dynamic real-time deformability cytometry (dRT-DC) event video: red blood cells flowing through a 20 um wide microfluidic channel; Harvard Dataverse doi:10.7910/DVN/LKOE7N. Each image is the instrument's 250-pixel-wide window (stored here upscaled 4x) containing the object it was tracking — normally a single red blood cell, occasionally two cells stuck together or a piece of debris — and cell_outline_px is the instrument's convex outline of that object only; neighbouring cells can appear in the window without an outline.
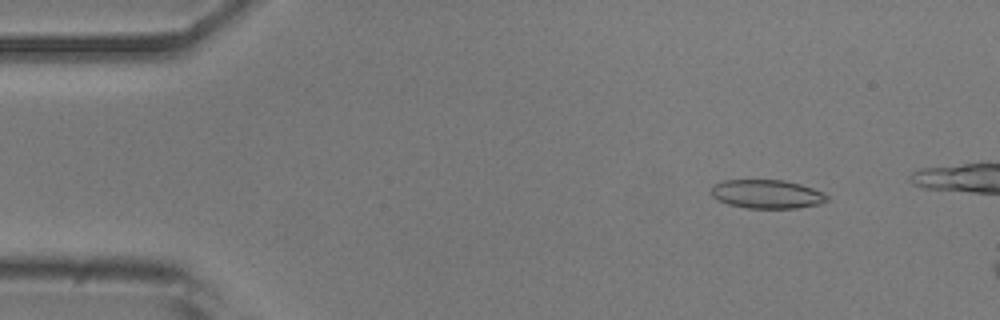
{"species": "common noctule bat (a hibernating species)", "species_latin": "Nyctalus noctula", "temperature_condition": "room temperature", "stored_images_in_passage": 12, "camera_frame_rate_fps": 3000, "um_per_image_px": 0.085, "animal": {"sex": "male", "body_mass_g": 20.5, "forearm_length_mm": 52.5}, "frame": {"image": 1, "passage_image": 6, "time_ms": 1.667, "image_size_px": [1000, 320], "cell_outline_px": [[828, 200], [820, 204], [796, 208], [744, 208], [728, 204], [716, 200], [708, 192], [712, 184], [724, 180], [784, 180], [800, 184], [824, 192], [828, 196]], "centroid_in_image_um": [65.13, 16.5], "position_along_channel_um": 19.9, "area_um2": 19.71}}